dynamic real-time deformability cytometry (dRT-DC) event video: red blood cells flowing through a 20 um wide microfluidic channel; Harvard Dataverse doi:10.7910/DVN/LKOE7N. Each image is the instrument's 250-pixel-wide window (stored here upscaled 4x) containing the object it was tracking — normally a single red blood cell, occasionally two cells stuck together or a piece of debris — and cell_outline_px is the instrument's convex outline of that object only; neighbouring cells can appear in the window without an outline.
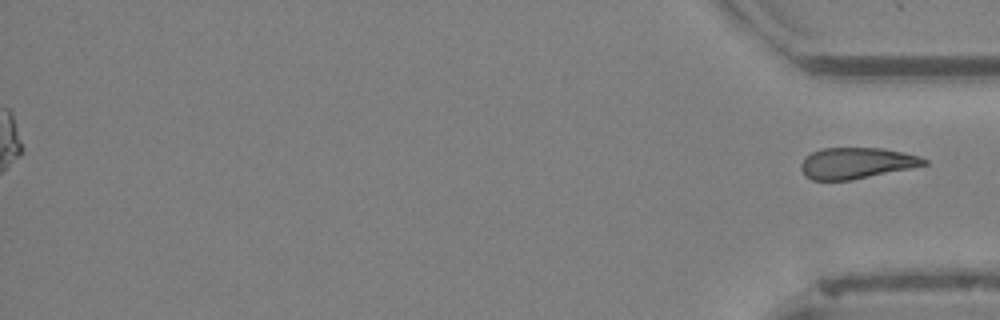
{"species": "Egyptian fruit bat (a non-hibernating species)", "species_latin": "Rousettus aegyptiacus", "temperature_condition": "cold", "stored_images_in_passage": 42, "segment_of_instrument_passage": [2, 2], "camera_frame_rate_fps": 3000, "um_per_image_px": 0.085, "animal": {"sex": "female"}, "frame": {"image": 1, "passage_image": 42, "time_ms": 13.667, "image_size_px": [1000, 320], "cell_outline_px": [[928, 164], [912, 168], [852, 180], [812, 180], [804, 176], [800, 168], [800, 164], [804, 156], [820, 148], [884, 148], [904, 152], [920, 156], [928, 160]], "centroid_in_image_um": [72.79, 13.86], "position_along_channel_um": 362.4, "area_um2": 22.66}}